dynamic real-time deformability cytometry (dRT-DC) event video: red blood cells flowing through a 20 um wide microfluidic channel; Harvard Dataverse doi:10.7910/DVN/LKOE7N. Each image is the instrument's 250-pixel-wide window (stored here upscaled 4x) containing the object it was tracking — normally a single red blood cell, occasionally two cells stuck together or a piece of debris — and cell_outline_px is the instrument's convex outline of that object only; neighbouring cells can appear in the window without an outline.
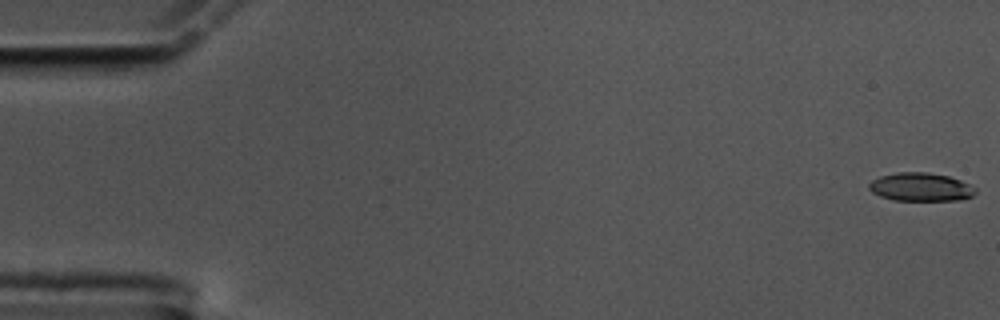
{"species": "common noctule bat (a hibernating species)", "species_latin": "Nyctalus noctula", "temperature_condition": "cold", "stored_images_in_passage": 57, "camera_frame_rate_fps": 3000, "um_per_image_px": 0.085, "animal": {"sex": "male", "body_mass_g": 17.5, "forearm_length_mm": 52.3}, "frame": {"image": 1, "passage_image": 1, "time_ms": 0.0, "image_size_px": [1000, 320], "cell_outline_px": [[976, 192], [972, 196], [960, 200], [892, 200], [880, 196], [872, 192], [868, 188], [868, 184], [872, 180], [880, 176], [896, 172], [928, 172], [948, 176], [960, 180], [976, 188]], "centroid_in_image_um": [78.24, 15.89], "position_along_channel_um": 6.8, "area_um2": 17.63}}
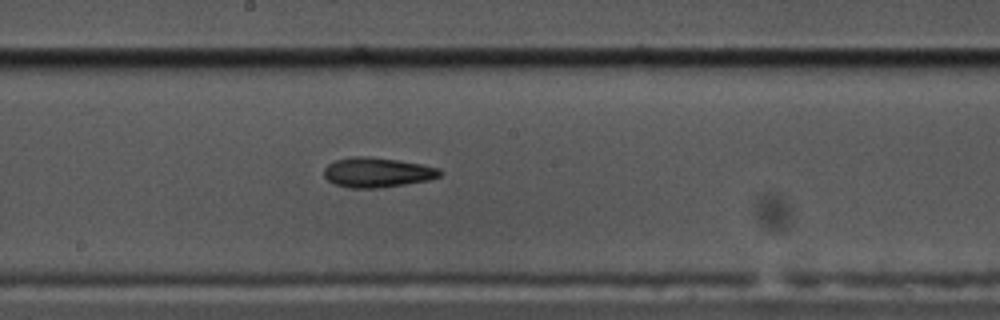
{"frame": {"image": 2, "passage_image": 31, "time_ms": 10.0, "image_size_px": [1000, 320], "cell_outline_px": [[444, 172], [440, 176], [428, 180], [404, 184], [376, 188], [348, 188], [336, 184], [328, 180], [324, 176], [324, 168], [328, 164], [336, 160], [352, 156], [368, 156], [400, 160], [440, 168]], "centroid_in_image_um": [32.07, 14.64], "position_along_channel_um": 216.1, "area_um2": 20.17}}
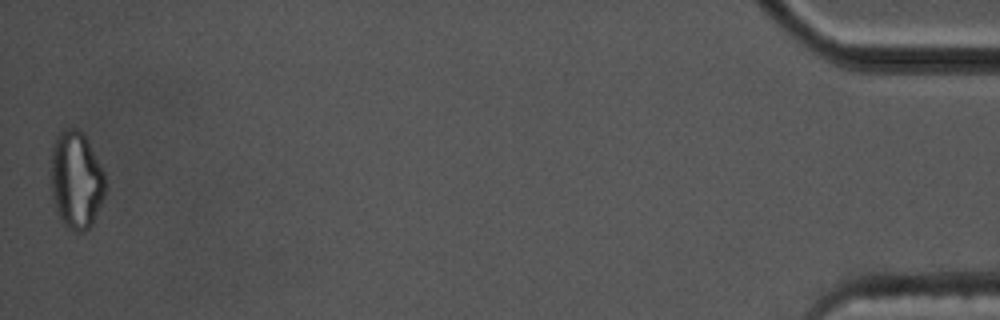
{"frame": {"image": 3, "passage_image": 57, "time_ms": 18.667, "image_size_px": [1000, 320], "cell_outline_px": [[104, 196], [92, 224], [84, 232], [72, 232], [64, 224], [56, 208], [52, 196], [52, 148], [56, 136], [64, 128], [76, 128], [84, 136], [104, 172]], "centroid_in_image_um": [6.47, 15.33], "position_along_channel_um": 428.7, "area_um2": 30.29}, "authors_computed_cell_mechanics": {"area_um2": 19.5364, "velocity_mm_per_s": 3.5351, "shape_relaxation_time_tau1_ms": 8.3194, "shape_relaxation_time_tau2_ms": null, "deformation_change_tau1": 0.2176, "deformation_change_tau2": null}}